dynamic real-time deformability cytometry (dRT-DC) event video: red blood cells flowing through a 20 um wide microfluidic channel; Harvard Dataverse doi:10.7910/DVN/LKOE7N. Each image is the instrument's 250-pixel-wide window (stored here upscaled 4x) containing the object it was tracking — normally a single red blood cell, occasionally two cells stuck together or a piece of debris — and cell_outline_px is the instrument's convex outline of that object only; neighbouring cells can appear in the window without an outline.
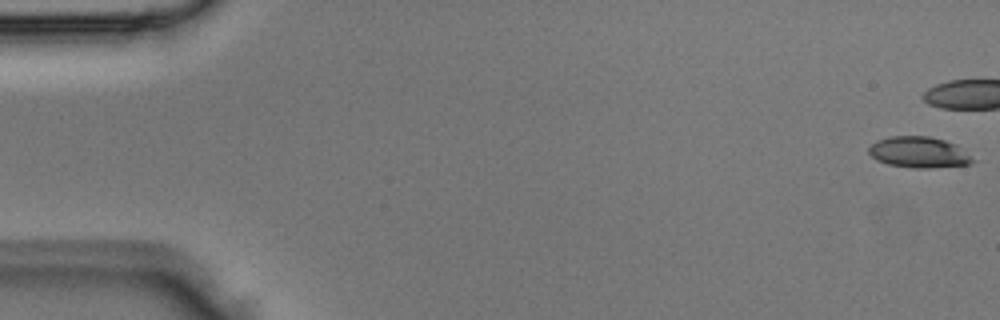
{"species": "Egyptian fruit bat (a non-hibernating species)", "species_latin": "Rousettus aegyptiacus", "temperature_condition": "room temperature", "stored_images_in_passage": 7, "camera_frame_rate_fps": 3000, "um_per_image_px": 0.085, "animal": {"sex": "male"}, "frame": {"image": 1, "passage_image": 1, "time_ms": 0.0, "image_size_px": [1000, 320], "cell_outline_px": [[976, 160], [972, 164], [928, 168], [916, 168], [888, 164], [876, 160], [868, 152], [868, 148], [872, 144], [880, 140], [892, 136], [928, 136], [944, 140], [956, 144]], "centroid_in_image_um": [78.13, 12.95], "position_along_channel_um": 6.9, "area_um2": 18.67}}
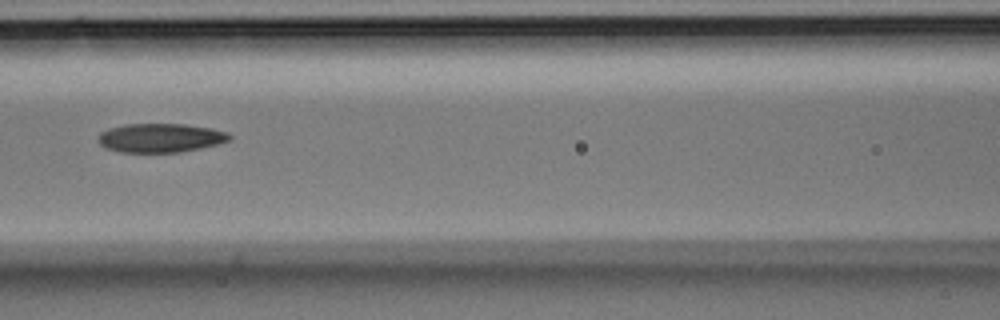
{"frame": {"image": 2, "passage_image": 6, "time_ms": 1.667, "image_size_px": [1000, 320], "cell_outline_px": [[232, 140], [200, 148], [180, 152], [120, 152], [104, 148], [96, 140], [96, 136], [100, 132], [108, 128], [124, 124], [184, 124], [212, 128], [228, 132], [232, 136]], "centroid_in_image_um": [13.6, 11.71], "position_along_channel_um": 153.0, "area_um2": 22.43}}
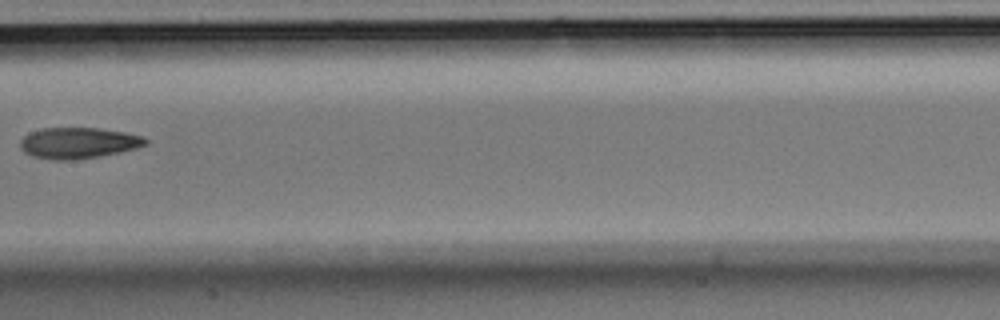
{"frame": {"image": 3, "passage_image": 7, "time_ms": 2.0, "image_size_px": [1000, 320], "cell_outline_px": [[148, 144], [136, 148], [120, 152], [100, 156], [72, 160], [52, 160], [32, 156], [24, 152], [20, 148], [20, 140], [24, 136], [32, 132], [44, 128], [100, 128], [124, 132], [144, 136], [148, 140]], "centroid_in_image_um": [6.67, 12.15], "position_along_channel_um": 200.7, "area_um2": 22.72}}